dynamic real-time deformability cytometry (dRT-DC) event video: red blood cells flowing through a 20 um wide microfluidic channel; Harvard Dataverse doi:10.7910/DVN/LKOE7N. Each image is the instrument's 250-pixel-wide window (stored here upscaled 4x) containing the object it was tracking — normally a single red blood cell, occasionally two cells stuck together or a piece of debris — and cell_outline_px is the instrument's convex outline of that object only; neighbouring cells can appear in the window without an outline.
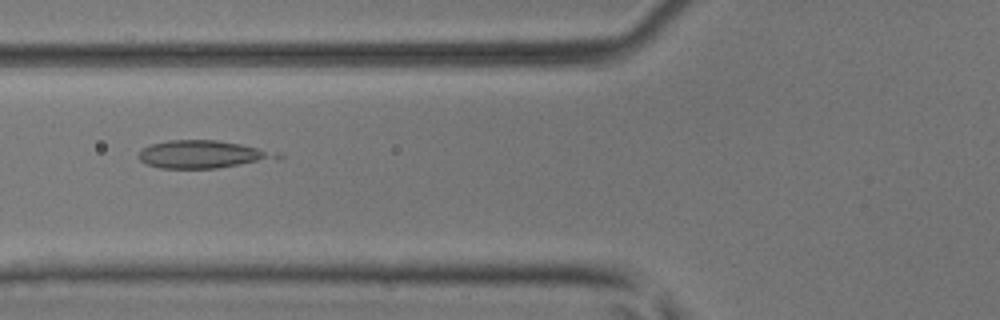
{"species": "common noctule bat (a hibernating species)", "species_latin": "Nyctalus noctula", "temperature_condition": "room temperature", "stored_images_in_passage": 48, "camera_frame_rate_fps": 3000, "um_per_image_px": 0.085, "animal": {"sex": "male", "body_mass_g": 17.9, "forearm_length_mm": 54.2}, "frame": {"image": 1, "passage_image": 18, "time_ms": 5.667, "image_size_px": [1000, 320], "cell_outline_px": [[284, 156], [280, 160], [216, 168], [160, 168], [148, 164], [140, 160], [136, 156], [144, 148], [152, 144], [168, 140], [216, 140], [240, 144], [280, 152]], "centroid_in_image_um": [17.35, 13.13], "position_along_channel_um": 108.5, "area_um2": 22.66}}
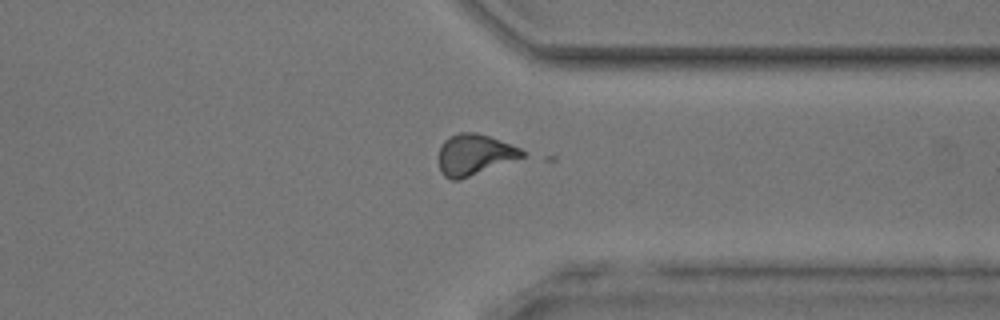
{"frame": {"image": 2, "passage_image": 37, "time_ms": 12.0, "image_size_px": [1000, 320], "cell_outline_px": [[524, 156], [460, 180], [452, 180], [444, 176], [440, 172], [436, 156], [444, 140], [460, 132], [476, 132], [488, 136], [520, 148], [524, 152]], "centroid_in_image_um": [40.25, 13.16], "position_along_channel_um": 371.2, "area_um2": 19.83}}
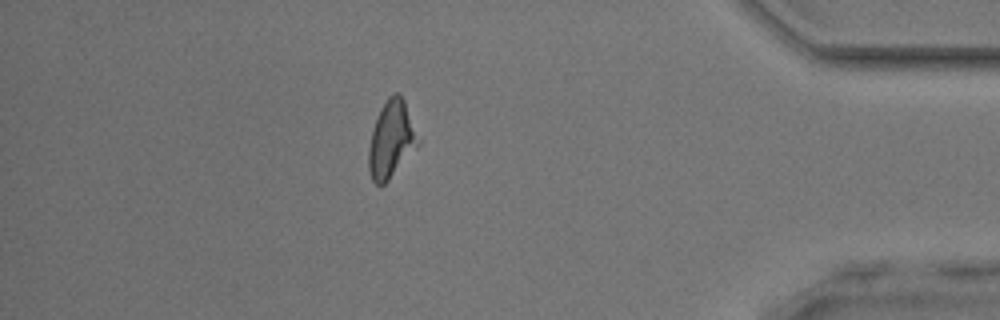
{"frame": {"image": 3, "passage_image": 42, "time_ms": 13.667, "image_size_px": [1000, 320], "cell_outline_px": [[420, 144], [388, 180], [384, 184], [376, 184], [372, 180], [368, 168], [368, 148], [372, 132], [380, 108], [388, 96], [392, 92], [400, 92], [404, 100], [420, 140]], "centroid_in_image_um": [33.26, 11.83], "position_along_channel_um": 401.9, "area_um2": 22.08}, "authors_computed_cell_mechanics": {"area_um2": 21.9351, "velocity_mm_per_s": 4.1242, "shape_relaxation_time_tau1_ms": 2.1228, "shape_relaxation_time_tau2_ms": null, "deformation_change_tau1": 0.2966, "deformation_change_tau2": null}}